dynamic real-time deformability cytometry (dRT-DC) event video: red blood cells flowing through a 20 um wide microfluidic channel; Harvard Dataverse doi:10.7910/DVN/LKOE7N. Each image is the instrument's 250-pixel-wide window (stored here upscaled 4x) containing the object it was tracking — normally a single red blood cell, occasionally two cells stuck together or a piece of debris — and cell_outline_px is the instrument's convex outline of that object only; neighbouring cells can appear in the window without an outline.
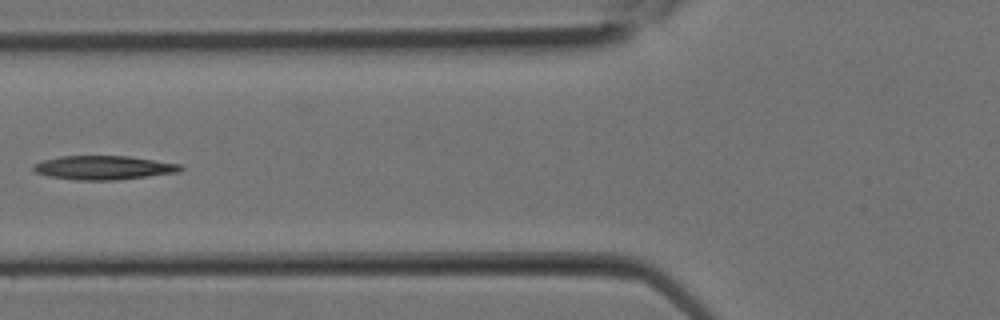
{"species": "Egyptian fruit bat (a non-hibernating species)", "species_latin": "Rousettus aegyptiacus", "temperature_condition": "room temperature", "stored_images_in_passage": 14, "camera_frame_rate_fps": 3000, "um_per_image_px": 0.085, "animal": {"sex": "female"}, "frame": {"image": 1, "passage_image": 10, "time_ms": 3.0, "image_size_px": [1000, 320], "cell_outline_px": [[184, 168], [180, 172], [116, 180], [76, 180], [48, 176], [36, 172], [32, 168], [36, 164], [44, 160], [60, 156], [128, 156], [180, 164]], "centroid_in_image_um": [8.83, 14.25], "position_along_channel_um": 117.0, "area_um2": 20.35}}
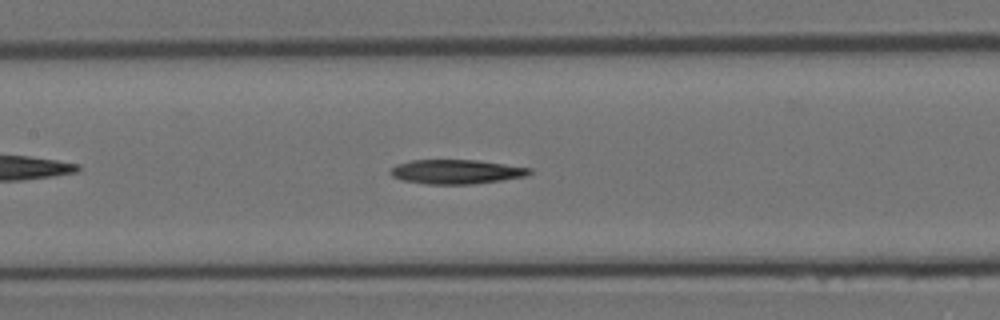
{"frame": {"image": 2, "passage_image": 12, "time_ms": 3.667, "image_size_px": [1000, 320], "cell_outline_px": [[532, 172], [528, 176], [472, 184], [428, 184], [400, 180], [392, 176], [388, 172], [396, 164], [412, 160], [476, 160], [532, 168]], "centroid_in_image_um": [38.76, 14.6], "position_along_channel_um": 168.6, "area_um2": 19.71}}
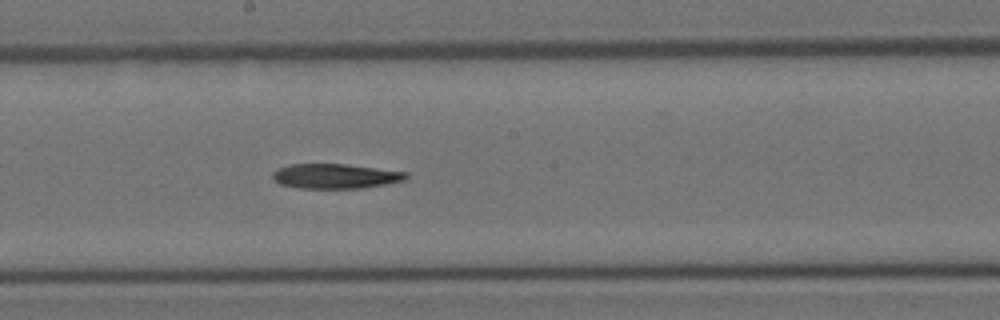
{"frame": {"image": 3, "passage_image": 14, "time_ms": 4.333, "image_size_px": [1000, 320], "cell_outline_px": [[408, 176], [404, 180], [384, 184], [360, 188], [300, 188], [280, 184], [272, 180], [272, 172], [276, 168], [292, 164], [344, 164], [408, 172]], "centroid_in_image_um": [28.44, 14.97], "position_along_channel_um": 219.8, "area_um2": 19.19}}